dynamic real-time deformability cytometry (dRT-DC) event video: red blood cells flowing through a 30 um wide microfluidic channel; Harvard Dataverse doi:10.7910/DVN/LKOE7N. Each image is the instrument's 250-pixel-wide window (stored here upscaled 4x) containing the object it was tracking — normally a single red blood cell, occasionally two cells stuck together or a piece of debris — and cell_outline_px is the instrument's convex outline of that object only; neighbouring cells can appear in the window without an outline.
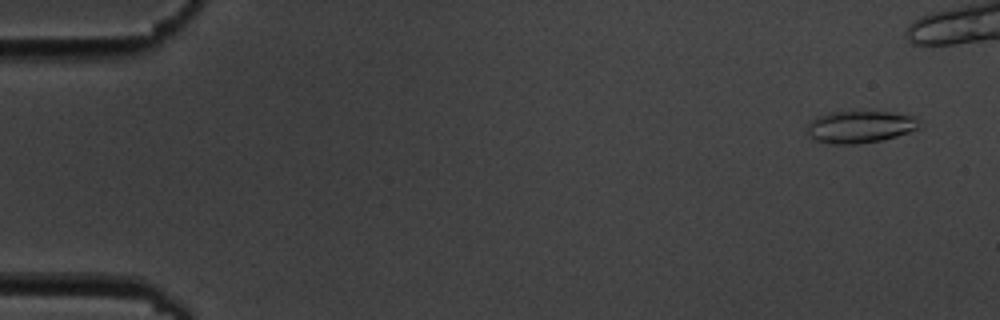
{"species": "common noctule bat (a hibernating species)", "species_latin": "Nyctalus noctula", "temperature_condition": "cold", "stored_images_in_passage": 14, "camera_frame_rate_fps": 3000, "um_per_image_px": 0.085, "animal": {"sex": "male", "body_mass_g": 19.5, "forearm_length_mm": 54.6}, "frame": {"image": 1, "passage_image": 1, "time_ms": 0.0, "image_size_px": [1000, 320], "cell_outline_px": [[924, 124], [908, 132], [896, 136], [880, 140], [856, 144], [828, 144], [816, 140], [808, 136], [808, 124], [816, 116], [832, 112], [888, 112], [916, 116]], "centroid_in_image_um": [73.11, 10.78], "position_along_channel_um": 11.9, "area_um2": 20.98}}
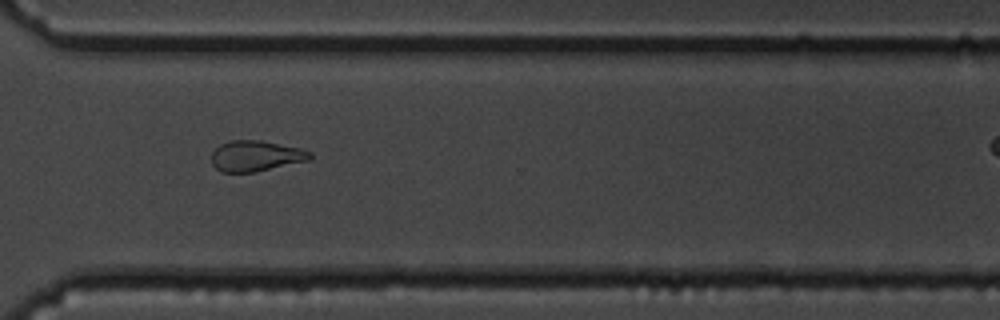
{"frame": {"image": 2, "passage_image": 12, "time_ms": 13.333, "image_size_px": [1000, 320], "cell_outline_px": [[312, 160], [256, 172], [220, 172], [212, 164], [212, 152], [220, 144], [232, 140], [260, 140], [300, 148], [312, 152]], "centroid_in_image_um": [21.77, 13.26], "position_along_channel_um": 348.8, "area_um2": 17.8}}